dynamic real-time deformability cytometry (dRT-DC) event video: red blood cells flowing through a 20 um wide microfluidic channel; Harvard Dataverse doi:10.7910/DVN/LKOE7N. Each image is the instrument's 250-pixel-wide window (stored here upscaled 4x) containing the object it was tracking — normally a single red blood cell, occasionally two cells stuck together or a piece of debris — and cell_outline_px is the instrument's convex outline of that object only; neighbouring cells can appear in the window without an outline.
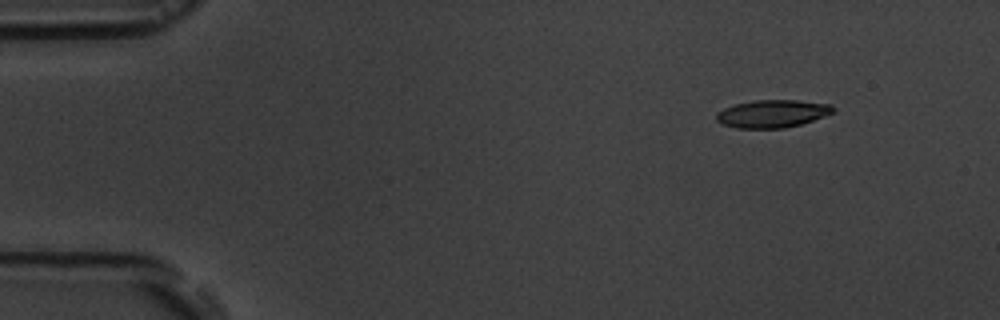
{"species": "common noctule bat (a hibernating species)", "species_latin": "Nyctalus noctula", "temperature_condition": "room temperature", "stored_images_in_passage": 6, "camera_frame_rate_fps": 3000, "um_per_image_px": 0.085, "animal": {"sex": "male", "body_mass_g": 19.5, "forearm_length_mm": 54.6}, "frame": {"image": 1, "passage_image": 2, "time_ms": 2.0, "image_size_px": [1000, 320], "cell_outline_px": [[836, 108], [832, 112], [824, 116], [800, 124], [784, 128], [736, 128], [724, 124], [716, 120], [716, 112], [724, 108], [736, 104], [752, 100], [796, 100], [832, 104]], "centroid_in_image_um": [65.64, 9.65], "position_along_channel_um": 19.4, "area_um2": 18.79}}
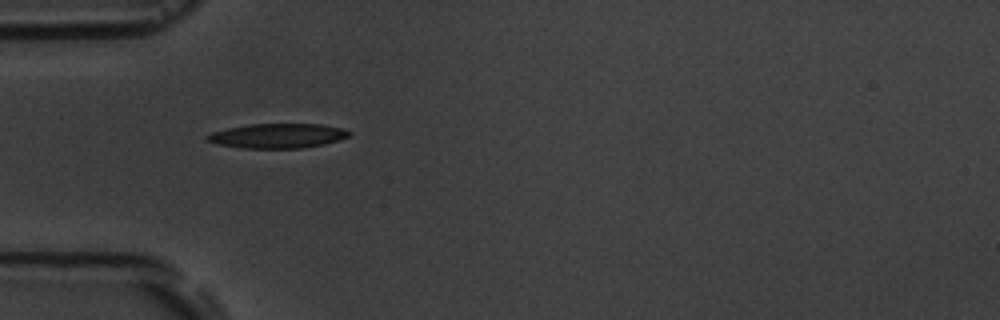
{"frame": {"image": 2, "passage_image": 5, "time_ms": 5.667, "image_size_px": [1000, 320], "cell_outline_px": [[352, 132], [348, 136], [340, 140], [324, 144], [300, 148], [244, 148], [216, 144], [208, 140], [204, 136], [212, 132], [228, 128], [248, 124], [320, 124], [344, 128]], "centroid_in_image_um": [23.61, 11.54], "position_along_channel_um": 61.4, "area_um2": 20.35}}
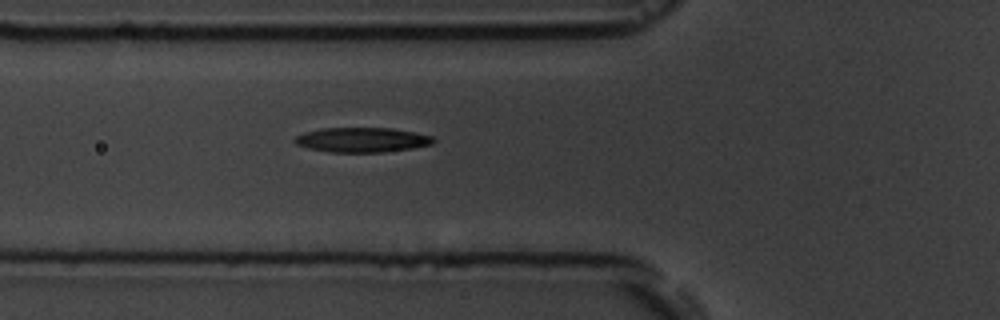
{"frame": {"image": 3, "passage_image": 6, "time_ms": 6.667, "image_size_px": [1000, 320], "cell_outline_px": [[436, 140], [432, 144], [412, 148], [384, 152], [328, 152], [308, 148], [296, 144], [292, 140], [296, 136], [304, 132], [320, 128], [392, 128], [416, 132], [432, 136]], "centroid_in_image_um": [30.76, 11.88], "position_along_channel_um": 95.0, "area_um2": 20.11}}